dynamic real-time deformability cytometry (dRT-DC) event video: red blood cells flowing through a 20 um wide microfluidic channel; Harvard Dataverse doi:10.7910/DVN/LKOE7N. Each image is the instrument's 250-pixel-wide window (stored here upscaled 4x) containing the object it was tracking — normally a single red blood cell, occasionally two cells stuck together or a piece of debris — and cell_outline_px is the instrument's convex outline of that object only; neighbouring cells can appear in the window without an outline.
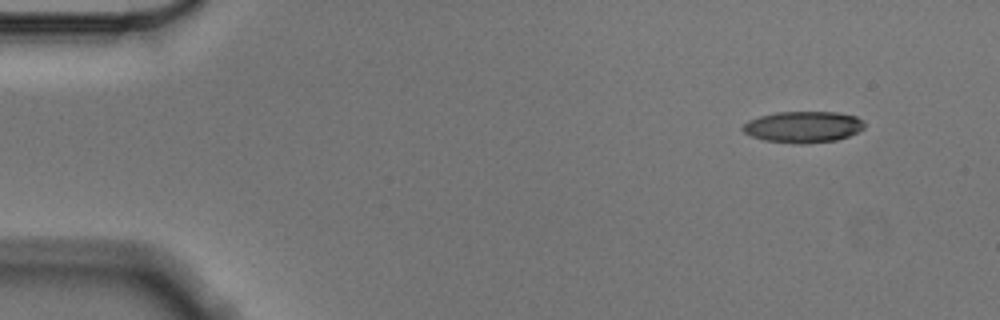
{"species": "Egyptian fruit bat (a non-hibernating species)", "species_latin": "Rousettus aegyptiacus", "temperature_condition": "cold", "stored_images_in_passage": 52, "camera_frame_rate_fps": 3000, "um_per_image_px": 0.085, "animal": {"sex": "male"}, "frame": {"image": 1, "passage_image": 1, "time_ms": 0.0, "image_size_px": [1000, 320], "cell_outline_px": [[864, 128], [848, 136], [836, 140], [804, 144], [792, 144], [764, 140], [752, 136], [744, 132], [740, 128], [748, 120], [760, 116], [776, 112], [836, 112], [856, 116], [864, 120]], "centroid_in_image_um": [68.26, 10.79], "position_along_channel_um": 16.7, "area_um2": 22.31}}
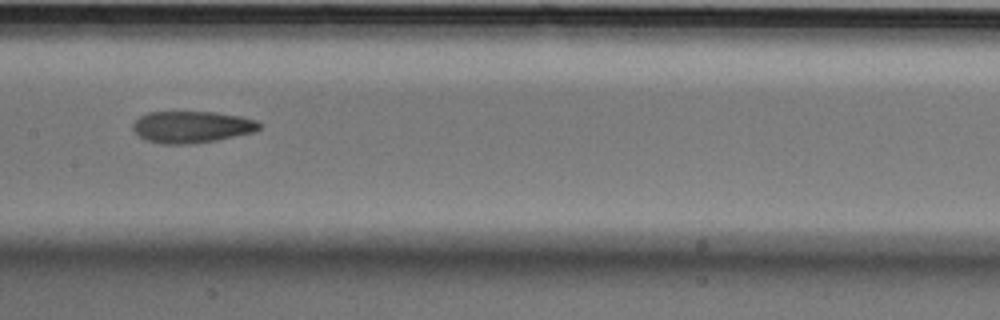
{"frame": {"image": 2, "passage_image": 24, "time_ms": 7.667, "image_size_px": [1000, 320], "cell_outline_px": [[260, 128], [256, 132], [216, 140], [192, 144], [160, 144], [144, 140], [132, 128], [132, 124], [140, 116], [148, 112], [216, 112], [240, 116], [256, 120], [260, 124]], "centroid_in_image_um": [16.3, 10.79], "position_along_channel_um": 191.1, "area_um2": 23.52}}
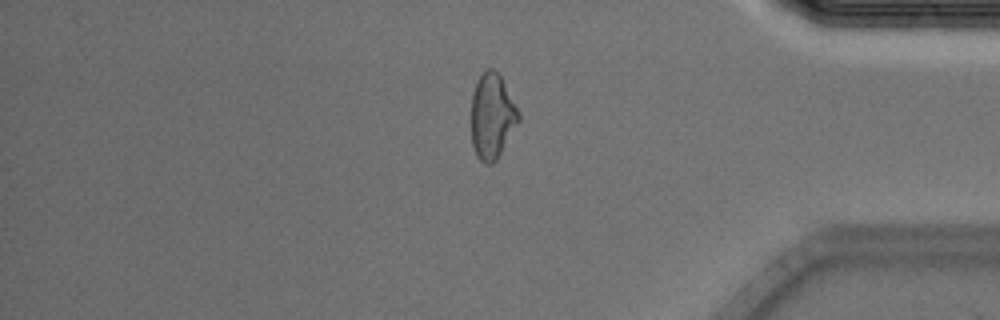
{"frame": {"image": 3, "passage_image": 43, "time_ms": 14.0, "image_size_px": [1000, 320], "cell_outline_px": [[520, 120], [496, 160], [492, 164], [484, 164], [476, 156], [472, 144], [472, 92], [480, 76], [488, 68], [492, 68], [500, 76], [520, 112]], "centroid_in_image_um": [41.83, 9.91], "position_along_channel_um": 393.4, "area_um2": 23.29}, "authors_computed_cell_mechanics": {"area_um2": 23.5246, "velocity_mm_per_s": 3.5582, "shape_relaxation_time_tau1_ms": 7.2795, "shape_relaxation_time_tau2_ms": 3.5071, "deformation_change_tau1": 0.1765, "deformation_change_tau2": 0.1143}}